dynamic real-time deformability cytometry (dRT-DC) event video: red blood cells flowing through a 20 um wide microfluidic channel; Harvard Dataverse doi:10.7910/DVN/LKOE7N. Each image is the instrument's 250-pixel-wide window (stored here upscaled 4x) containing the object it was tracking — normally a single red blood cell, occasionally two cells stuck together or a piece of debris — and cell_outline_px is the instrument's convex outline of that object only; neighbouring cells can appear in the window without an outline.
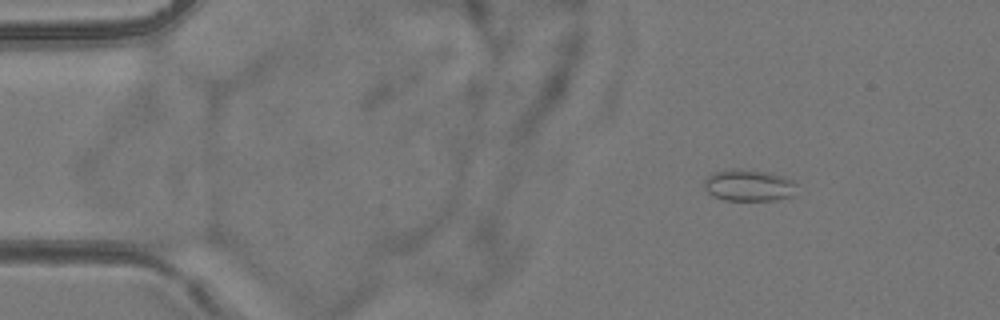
{"species": "common noctule bat (a hibernating species)", "species_latin": "Nyctalus noctula", "temperature_condition": "room temperature", "stored_images_in_passage": 3, "camera_frame_rate_fps": 3000, "um_per_image_px": 0.085, "animal": {"sex": "female", "body_mass_g": 24.6, "forearm_length_mm": 56.2}, "frame": {"image": 1, "passage_image": 1, "time_ms": 0.0, "image_size_px": [1000, 320], "cell_outline_px": [[796, 184], [792, 196], [772, 200], [724, 200], [712, 196], [704, 188], [704, 180], [712, 172], [732, 168], [736, 168], [772, 172], [792, 180]], "centroid_in_image_um": [63.6, 15.73], "position_along_channel_um": 21.4, "area_um2": 17.22}}
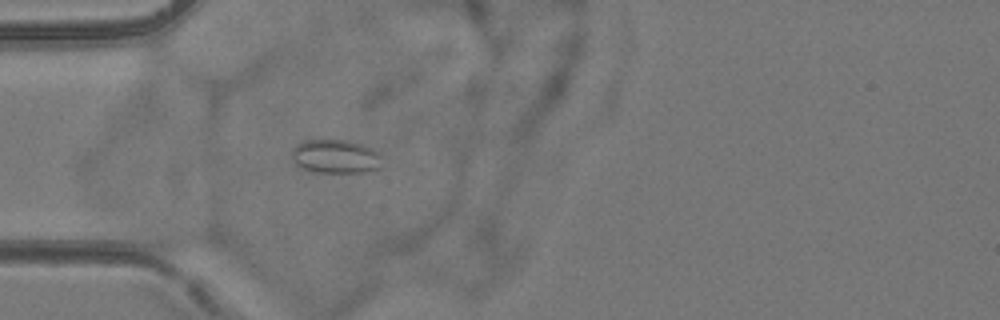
{"frame": {"image": 2, "passage_image": 3, "time_ms": 3.0, "image_size_px": [1000, 320], "cell_outline_px": [[384, 156], [380, 168], [364, 172], [312, 172], [296, 164], [292, 156], [292, 148], [296, 144], [304, 140], [348, 140], [372, 148], [380, 152]], "centroid_in_image_um": [28.57, 13.29], "position_along_channel_um": 56.4, "area_um2": 17.98}}